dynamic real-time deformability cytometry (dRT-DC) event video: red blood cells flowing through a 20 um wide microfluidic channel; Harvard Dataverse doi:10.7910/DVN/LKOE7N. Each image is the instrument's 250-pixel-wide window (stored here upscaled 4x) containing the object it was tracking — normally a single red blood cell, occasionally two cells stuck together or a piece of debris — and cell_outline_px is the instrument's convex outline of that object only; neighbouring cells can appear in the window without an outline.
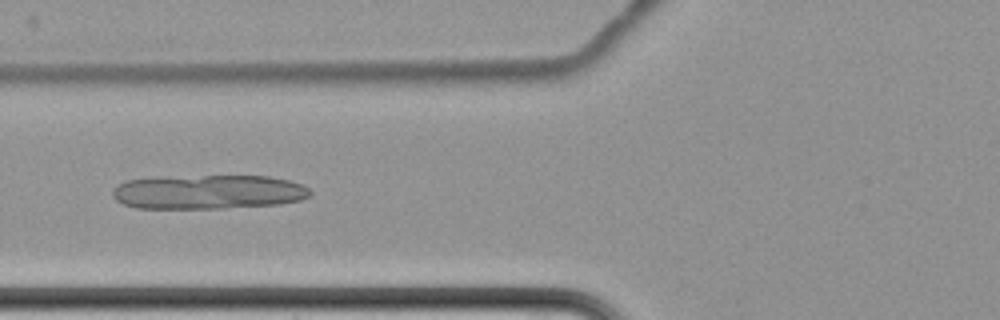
{"species": "common noctule bat (a hibernating species)", "species_latin": "Nyctalus noctula", "temperature_condition": "cold", "stored_images_in_passage": 9, "camera_frame_rate_fps": 3000, "um_per_image_px": 0.085, "animal": {"sex": "female", "body_mass_g": 22.7, "forearm_length_mm": 54.2}, "frame": {"image": 1, "passage_image": 9, "time_ms": 9.333, "image_size_px": [1000, 320], "cell_outline_px": [[312, 192], [308, 196], [300, 200], [280, 204], [224, 208], [136, 208], [124, 204], [116, 200], [112, 196], [112, 192], [120, 184], [128, 180], [160, 176], [268, 176], [288, 180], [304, 184]], "centroid_in_image_um": [17.72, 16.31], "position_along_channel_um": 108.1, "area_um2": 39.59}}